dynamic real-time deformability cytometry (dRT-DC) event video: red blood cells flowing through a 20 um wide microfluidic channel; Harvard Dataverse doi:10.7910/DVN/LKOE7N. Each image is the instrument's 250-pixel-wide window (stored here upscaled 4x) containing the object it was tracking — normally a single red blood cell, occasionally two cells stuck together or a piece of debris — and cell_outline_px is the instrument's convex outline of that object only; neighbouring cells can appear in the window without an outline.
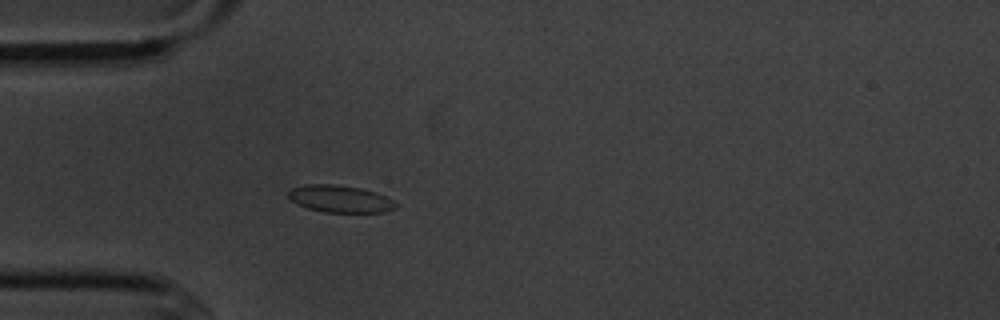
{"species": "common noctule bat (a hibernating species)", "species_latin": "Nyctalus noctula", "temperature_condition": "cold", "stored_images_in_passage": 4, "camera_frame_rate_fps": 3000, "um_per_image_px": 0.085, "animal": {"sex": "male", "body_mass_g": 20.1, "forearm_length_mm": 53.5}, "frame": {"image": 1, "passage_image": 4, "time_ms": 3.333, "image_size_px": [1000, 320], "cell_outline_px": [[400, 204], [396, 208], [380, 212], [324, 212], [308, 208], [296, 204], [288, 196], [288, 192], [292, 188], [308, 184], [332, 184], [360, 188], [376, 192]], "centroid_in_image_um": [28.91, 16.9], "position_along_channel_um": 56.1, "area_um2": 16.88}}